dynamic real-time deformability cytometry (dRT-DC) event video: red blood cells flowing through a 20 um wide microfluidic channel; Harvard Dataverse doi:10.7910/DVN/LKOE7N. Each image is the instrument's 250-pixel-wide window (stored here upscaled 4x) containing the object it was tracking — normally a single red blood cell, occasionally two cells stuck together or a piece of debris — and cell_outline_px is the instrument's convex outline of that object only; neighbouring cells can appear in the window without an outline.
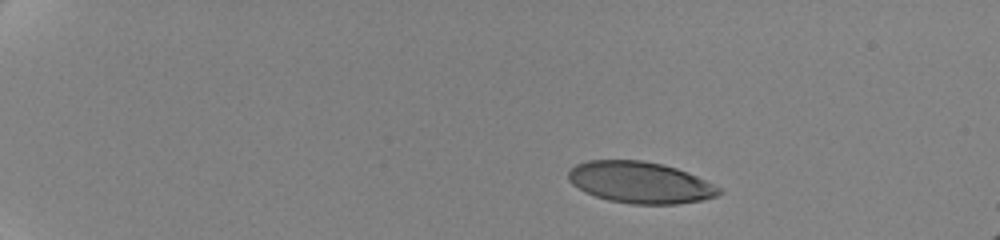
{"species": "human", "species_latin": "Homo sapiens", "temperature_condition": "cold", "stored_images_in_passage": 109, "camera_frame_rate_fps": 3000, "um_per_image_px": 0.085, "donor": {"sex": "female"}, "frame": {"image": 1, "passage_image": 1, "time_ms": 0.0, "image_size_px": [1000, 240], "cell_outline_px": [[724, 192], [716, 196], [700, 200], [676, 204], [632, 204], [608, 200], [584, 192], [572, 184], [568, 180], [568, 172], [576, 164], [588, 160], [644, 160], [664, 164], [688, 172], [724, 188]], "centroid_in_image_um": [54.44, 15.5], "position_along_channel_um": 30.6, "area_um2": 36.7}}
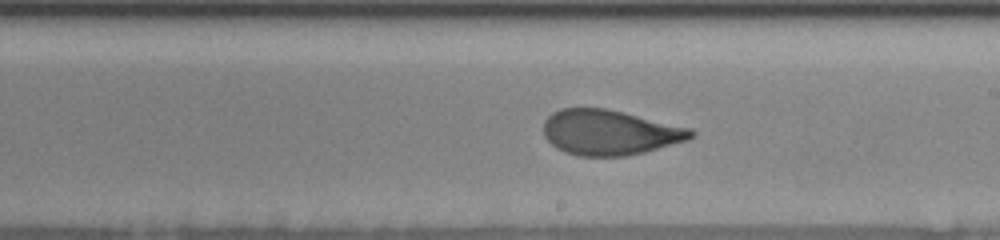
{"frame": {"image": 2, "passage_image": 69, "time_ms": 9.0, "image_size_px": [1000, 240], "cell_outline_px": [[696, 132], [688, 140], [644, 152], [624, 156], [576, 156], [564, 152], [556, 148], [544, 136], [544, 120], [552, 112], [560, 108], [604, 108], [624, 112], [692, 128]], "centroid_in_image_um": [51.81, 11.25], "position_along_channel_um": 237.2, "area_um2": 38.96}}
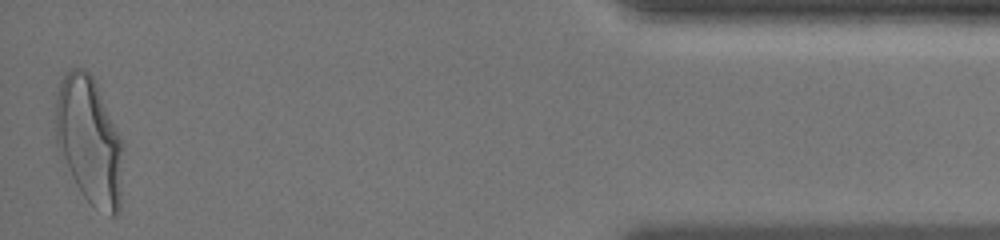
{"frame": {"image": 3, "passage_image": 109, "time_ms": 16.0, "image_size_px": [1000, 240], "cell_outline_px": [[124, 144], [120, 212], [116, 216], [112, 216], [92, 204], [84, 196], [76, 184], [56, 144], [56, 92], [60, 80], [68, 68], [84, 68], [92, 76], [96, 84]], "centroid_in_image_um": [7.6, 11.93], "position_along_channel_um": 427.6, "area_um2": 50.0}, "authors_computed_cell_mechanics": {"area_um2": 39.2462, "velocity_mm_per_s": 3.519, "shape_relaxation_time_tau1_ms": 3.8093, "shape_relaxation_time_tau2_ms": 1.0688, "deformation_change_tau1": 0.1768, "deformation_change_tau2": 0.0707}}